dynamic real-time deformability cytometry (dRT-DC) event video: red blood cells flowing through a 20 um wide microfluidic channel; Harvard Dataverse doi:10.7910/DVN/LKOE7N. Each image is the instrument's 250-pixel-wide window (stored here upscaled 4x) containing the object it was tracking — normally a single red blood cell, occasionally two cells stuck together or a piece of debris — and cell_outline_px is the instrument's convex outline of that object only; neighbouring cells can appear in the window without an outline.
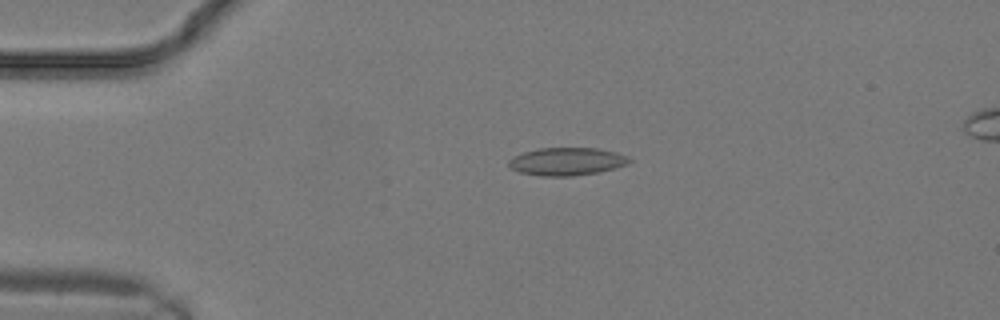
{"species": "common noctule bat (a hibernating species)", "species_latin": "Nyctalus noctula", "temperature_condition": "warm", "stored_images_in_passage": 11, "camera_frame_rate_fps": 3000, "um_per_image_px": 0.085, "animal": {"sex": "male", "body_mass_g": 19.2, "forearm_length_mm": 51.8}, "frame": {"image": 1, "passage_image": 1, "time_ms": 0.0, "image_size_px": [1000, 320], "cell_outline_px": [[632, 160], [628, 164], [616, 168], [600, 172], [572, 176], [540, 176], [520, 172], [512, 168], [508, 164], [508, 160], [512, 156], [536, 148], [596, 148], [616, 152], [628, 156]], "centroid_in_image_um": [48.19, 13.72], "position_along_channel_um": 36.8, "area_um2": 19.71}}
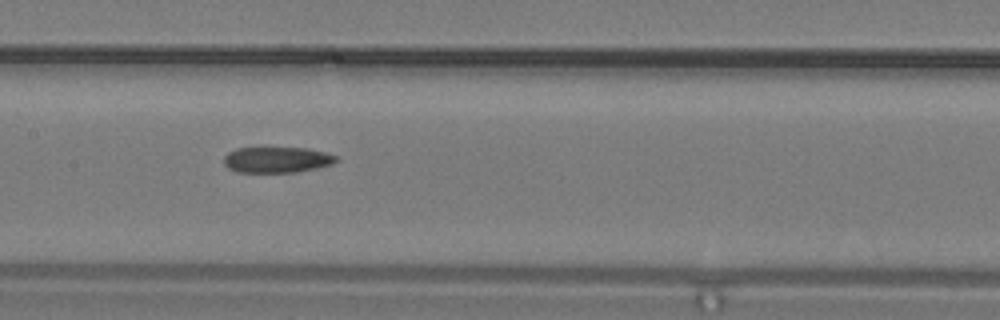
{"frame": {"image": 2, "passage_image": 8, "time_ms": 2.333, "image_size_px": [1000, 320], "cell_outline_px": [[340, 160], [332, 164], [292, 172], [236, 172], [228, 168], [224, 164], [224, 156], [228, 152], [236, 148], [304, 148], [324, 152], [340, 156]], "centroid_in_image_um": [23.53, 13.57], "position_along_channel_um": 183.9, "area_um2": 16.82}}
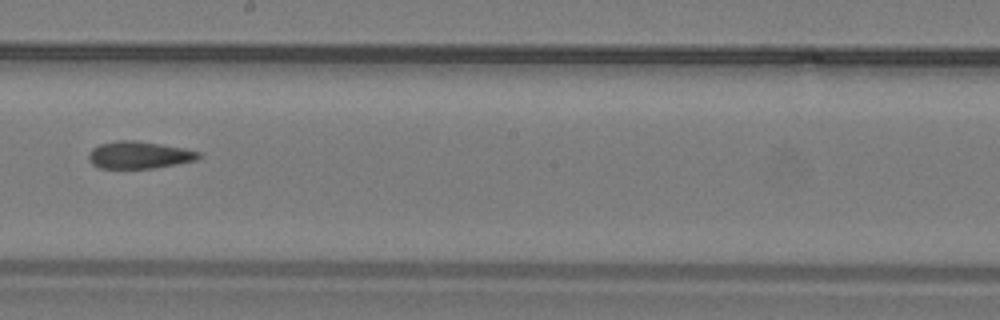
{"frame": {"image": 3, "passage_image": 10, "time_ms": 3.0, "image_size_px": [1000, 320], "cell_outline_px": [[204, 156], [196, 160], [156, 168], [100, 168], [92, 164], [88, 160], [88, 152], [92, 148], [100, 144], [116, 140], [136, 140], [184, 148], [200, 152]], "centroid_in_image_um": [11.82, 13.17], "position_along_channel_um": 236.4, "area_um2": 17.63}}